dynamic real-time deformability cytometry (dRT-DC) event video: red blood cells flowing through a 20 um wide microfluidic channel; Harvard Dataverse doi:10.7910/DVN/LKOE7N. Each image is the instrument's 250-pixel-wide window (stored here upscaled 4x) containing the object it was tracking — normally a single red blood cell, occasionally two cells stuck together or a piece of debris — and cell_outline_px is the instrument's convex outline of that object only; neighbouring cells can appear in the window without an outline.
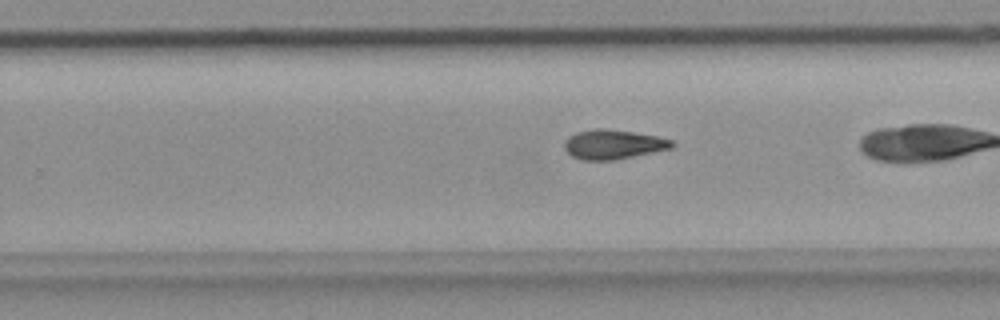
{"species": "common noctule bat (a hibernating species)", "species_latin": "Nyctalus noctula", "temperature_condition": "room temperature", "stored_images_in_passage": 40, "camera_frame_rate_fps": 3000, "um_per_image_px": 0.085, "animal": {"sex": "female", "body_mass_g": 18.4}, "frame": {"image": 1, "passage_image": 32, "time_ms": 10.333, "image_size_px": [1000, 320], "cell_outline_px": [[676, 144], [672, 148], [616, 160], [580, 160], [572, 156], [564, 148], [564, 140], [568, 136], [576, 132], [596, 128], [604, 128], [632, 132], [656, 136], [672, 140]], "centroid_in_image_um": [52.1, 12.27], "position_along_channel_um": 277.7, "area_um2": 18.55}}